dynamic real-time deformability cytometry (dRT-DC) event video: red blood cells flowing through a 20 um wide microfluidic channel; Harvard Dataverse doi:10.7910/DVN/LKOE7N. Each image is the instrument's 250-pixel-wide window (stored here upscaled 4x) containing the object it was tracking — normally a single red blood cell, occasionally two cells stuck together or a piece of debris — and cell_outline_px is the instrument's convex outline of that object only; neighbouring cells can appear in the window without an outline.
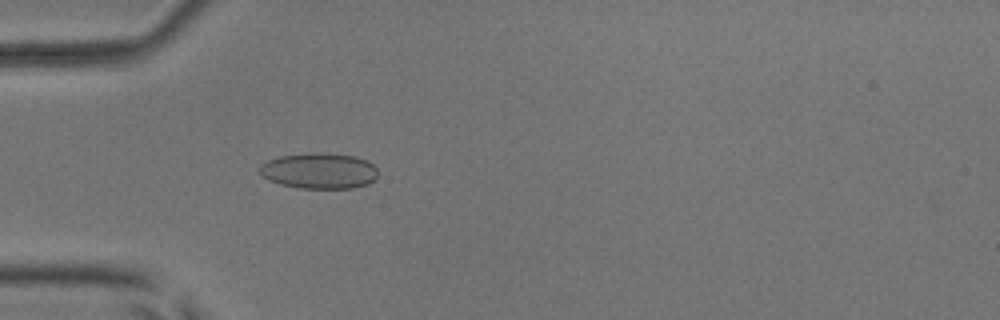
{"species": "common noctule bat (a hibernating species)", "species_latin": "Nyctalus noctula", "temperature_condition": "room temperature", "stored_images_in_passage": 51, "camera_frame_rate_fps": 3000, "um_per_image_px": 0.085, "animal": {"sex": "male", "body_mass_g": 17.9, "forearm_length_mm": 54.2}, "frame": {"image": 1, "passage_image": 15, "time_ms": 4.667, "image_size_px": [1000, 320], "cell_outline_px": [[376, 180], [368, 184], [352, 188], [300, 188], [280, 184], [264, 176], [260, 172], [260, 164], [268, 160], [280, 156], [312, 152], [328, 152], [356, 156], [368, 160], [376, 168]], "centroid_in_image_um": [27.17, 14.5], "position_along_channel_um": 57.8, "area_um2": 24.8}}
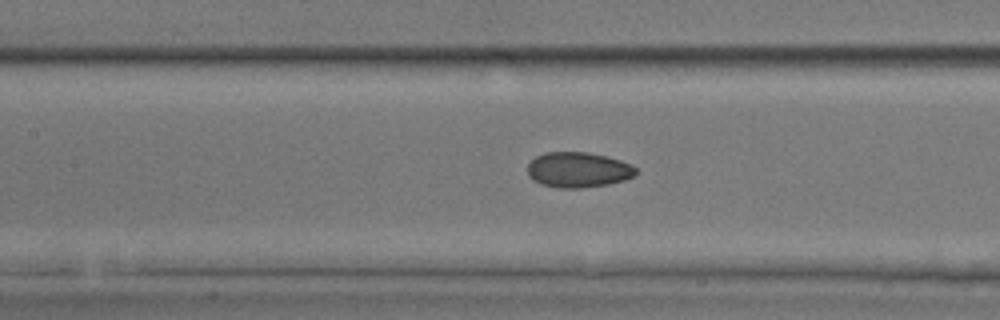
{"frame": {"image": 2, "passage_image": 23, "time_ms": 7.333, "image_size_px": [1000, 320], "cell_outline_px": [[636, 172], [632, 176], [624, 180], [608, 184], [580, 188], [560, 188], [540, 184], [532, 180], [528, 176], [528, 164], [536, 156], [544, 152], [588, 152], [620, 160], [632, 164], [636, 168]], "centroid_in_image_um": [49.11, 14.43], "position_along_channel_um": 158.3, "area_um2": 22.31}}
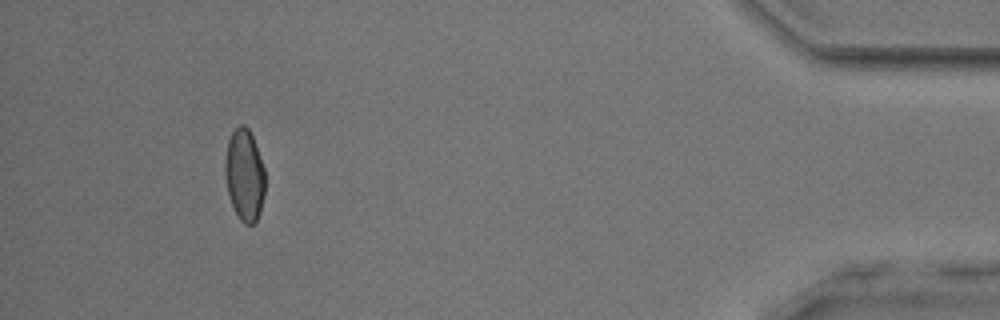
{"frame": {"image": 3, "passage_image": 47, "time_ms": 15.333, "image_size_px": [1000, 320], "cell_outline_px": [[264, 196], [260, 212], [256, 220], [252, 224], [244, 224], [240, 220], [232, 204], [228, 192], [224, 172], [224, 160], [228, 140], [232, 132], [240, 124], [244, 124], [248, 128], [252, 136], [264, 168]], "centroid_in_image_um": [20.77, 14.87], "position_along_channel_um": 414.4, "area_um2": 21.27}, "authors_computed_cell_mechanics": {"area_um2": 22.1374, "velocity_mm_per_s": 3.9923, "shape_relaxation_time_tau1_ms": null, "shape_relaxation_time_tau2_ms": 1.979, "deformation_change_tau1": null, "deformation_change_tau2": 0.0577}}